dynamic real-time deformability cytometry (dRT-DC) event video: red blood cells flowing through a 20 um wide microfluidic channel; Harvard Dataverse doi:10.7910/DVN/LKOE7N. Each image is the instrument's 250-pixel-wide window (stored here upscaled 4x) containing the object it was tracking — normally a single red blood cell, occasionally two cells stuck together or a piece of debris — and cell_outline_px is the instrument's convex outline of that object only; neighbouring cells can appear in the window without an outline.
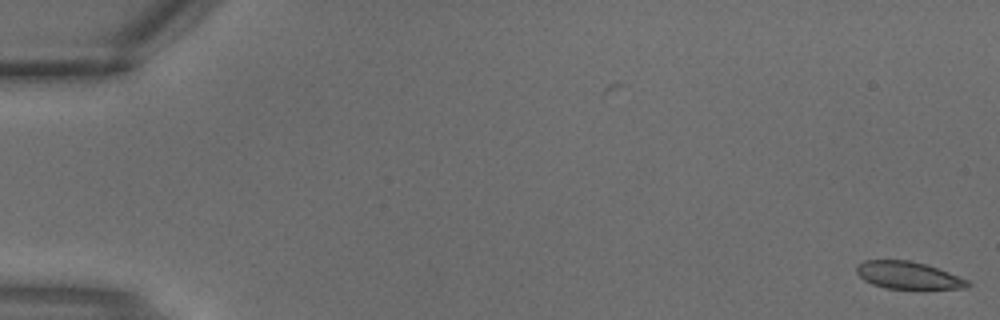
{"species": "common noctule bat (a hibernating species)", "species_latin": "Nyctalus noctula", "temperature_condition": "warm", "stored_images_in_passage": 2, "camera_frame_rate_fps": 3000, "um_per_image_px": 0.085, "animal": {"sex": "male", "body_mass_g": 18.8}, "frame": {"image": 1, "passage_image": 2, "time_ms": 0.333, "image_size_px": [1000, 320], "cell_outline_px": [[972, 284], [968, 288], [924, 292], [884, 288], [872, 284], [864, 280], [856, 272], [856, 268], [864, 260], [908, 260], [924, 264], [948, 272], [968, 280]], "centroid_in_image_um": [77.28, 23.48], "position_along_channel_um": 7.7, "area_um2": 18.61}}